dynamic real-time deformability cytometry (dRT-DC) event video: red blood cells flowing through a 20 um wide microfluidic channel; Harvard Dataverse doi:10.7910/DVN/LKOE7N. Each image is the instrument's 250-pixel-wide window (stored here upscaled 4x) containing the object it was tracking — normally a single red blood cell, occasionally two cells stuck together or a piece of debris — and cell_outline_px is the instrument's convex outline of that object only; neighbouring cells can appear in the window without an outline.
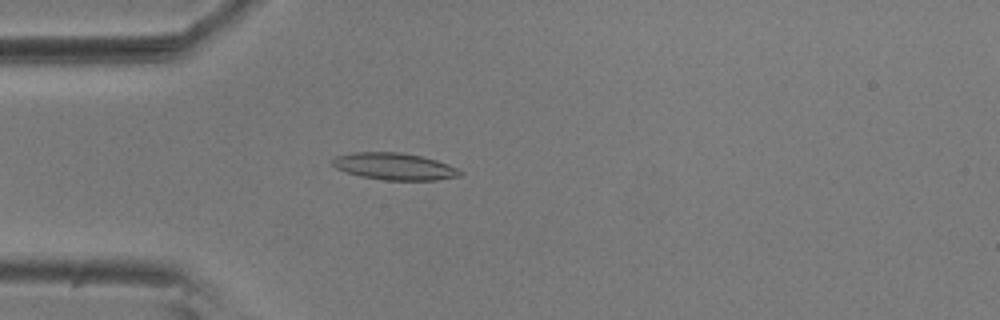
{"species": "common noctule bat (a hibernating species)", "species_latin": "Nyctalus noctula", "temperature_condition": "room temperature", "stored_images_in_passage": 56, "camera_frame_rate_fps": 3000, "um_per_image_px": 0.085, "animal": {"sex": "male", "body_mass_g": 20.5, "forearm_length_mm": 52.5}, "frame": {"image": 1, "passage_image": 15, "time_ms": 4.667, "image_size_px": [1000, 320], "cell_outline_px": [[464, 172], [460, 176], [436, 180], [384, 180], [360, 176], [336, 168], [332, 164], [332, 160], [336, 156], [352, 152], [400, 152], [420, 156], [436, 160], [448, 164]], "centroid_in_image_um": [33.53, 14.14], "position_along_channel_um": 51.5, "area_um2": 19.94}}
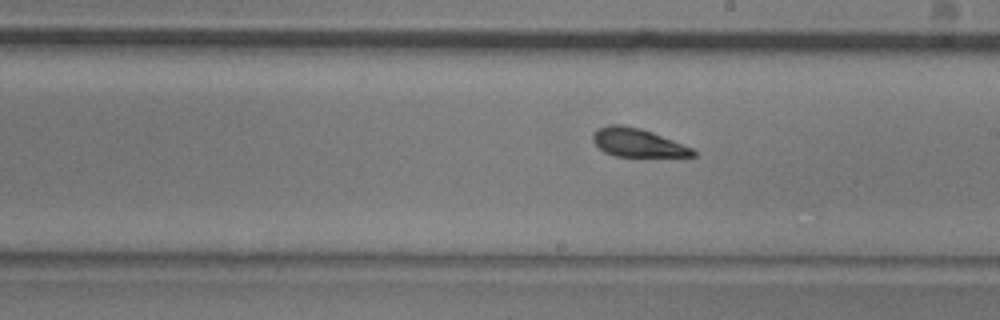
{"frame": {"image": 2, "passage_image": 31, "time_ms": 10.0, "image_size_px": [1000, 320], "cell_outline_px": [[696, 156], [616, 156], [604, 152], [592, 140], [592, 136], [600, 128], [608, 124], [624, 124], [640, 128], [652, 132], [692, 148], [696, 152]], "centroid_in_image_um": [54.18, 12.12], "position_along_channel_um": 234.8, "area_um2": 16.3}}
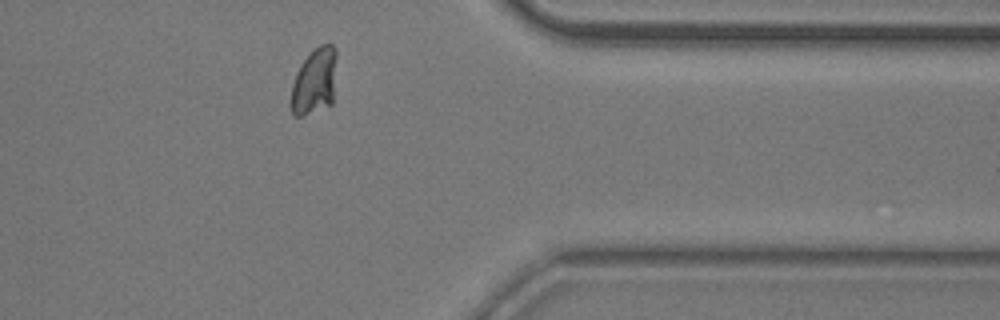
{"frame": {"image": 3, "passage_image": 45, "time_ms": 14.667, "image_size_px": [1000, 320], "cell_outline_px": [[336, 56], [332, 104], [300, 116], [292, 116], [288, 104], [292, 84], [296, 72], [300, 64], [320, 44], [332, 44], [336, 48]], "centroid_in_image_um": [26.68, 6.94], "position_along_channel_um": 384.7, "area_um2": 17.74}, "authors_computed_cell_mechanics": {"area_um2": 18.8139, "velocity_mm_per_s": 3.5437, "shape_relaxation_time_tau1_ms": null, "shape_relaxation_time_tau2_ms": 1.7283, "deformation_change_tau1": null, "deformation_change_tau2": 0.0919}}